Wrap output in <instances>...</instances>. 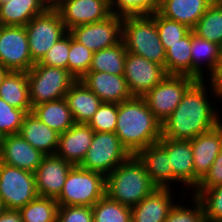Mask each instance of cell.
Returning a JSON list of instances; mask_svg holds the SVG:
<instances>
[{
  "mask_svg": "<svg viewBox=\"0 0 222 222\" xmlns=\"http://www.w3.org/2000/svg\"><path fill=\"white\" fill-rule=\"evenodd\" d=\"M93 135L94 131L88 124L75 123L59 135L55 155L73 165H80L90 148Z\"/></svg>",
  "mask_w": 222,
  "mask_h": 222,
  "instance_id": "20",
  "label": "cell"
},
{
  "mask_svg": "<svg viewBox=\"0 0 222 222\" xmlns=\"http://www.w3.org/2000/svg\"><path fill=\"white\" fill-rule=\"evenodd\" d=\"M218 185H222V149L196 188H213Z\"/></svg>",
  "mask_w": 222,
  "mask_h": 222,
  "instance_id": "44",
  "label": "cell"
},
{
  "mask_svg": "<svg viewBox=\"0 0 222 222\" xmlns=\"http://www.w3.org/2000/svg\"><path fill=\"white\" fill-rule=\"evenodd\" d=\"M58 207L56 199L38 196L18 211L23 222H57Z\"/></svg>",
  "mask_w": 222,
  "mask_h": 222,
  "instance_id": "33",
  "label": "cell"
},
{
  "mask_svg": "<svg viewBox=\"0 0 222 222\" xmlns=\"http://www.w3.org/2000/svg\"><path fill=\"white\" fill-rule=\"evenodd\" d=\"M19 134L44 155H55L60 134L44 124L33 112L24 116Z\"/></svg>",
  "mask_w": 222,
  "mask_h": 222,
  "instance_id": "23",
  "label": "cell"
},
{
  "mask_svg": "<svg viewBox=\"0 0 222 222\" xmlns=\"http://www.w3.org/2000/svg\"><path fill=\"white\" fill-rule=\"evenodd\" d=\"M191 59L192 77L197 80H204L203 64L209 71L208 77L215 71L221 60V48L219 44L210 42L207 39L198 37L191 30ZM202 64V65H201Z\"/></svg>",
  "mask_w": 222,
  "mask_h": 222,
  "instance_id": "25",
  "label": "cell"
},
{
  "mask_svg": "<svg viewBox=\"0 0 222 222\" xmlns=\"http://www.w3.org/2000/svg\"><path fill=\"white\" fill-rule=\"evenodd\" d=\"M70 51V33L57 41L40 62L41 65L67 69L68 53Z\"/></svg>",
  "mask_w": 222,
  "mask_h": 222,
  "instance_id": "42",
  "label": "cell"
},
{
  "mask_svg": "<svg viewBox=\"0 0 222 222\" xmlns=\"http://www.w3.org/2000/svg\"><path fill=\"white\" fill-rule=\"evenodd\" d=\"M8 72L9 70L0 64V85Z\"/></svg>",
  "mask_w": 222,
  "mask_h": 222,
  "instance_id": "48",
  "label": "cell"
},
{
  "mask_svg": "<svg viewBox=\"0 0 222 222\" xmlns=\"http://www.w3.org/2000/svg\"><path fill=\"white\" fill-rule=\"evenodd\" d=\"M118 117V104L101 103L87 123L94 132H115Z\"/></svg>",
  "mask_w": 222,
  "mask_h": 222,
  "instance_id": "39",
  "label": "cell"
},
{
  "mask_svg": "<svg viewBox=\"0 0 222 222\" xmlns=\"http://www.w3.org/2000/svg\"><path fill=\"white\" fill-rule=\"evenodd\" d=\"M126 47L121 40L118 44L94 52L89 71L124 75Z\"/></svg>",
  "mask_w": 222,
  "mask_h": 222,
  "instance_id": "31",
  "label": "cell"
},
{
  "mask_svg": "<svg viewBox=\"0 0 222 222\" xmlns=\"http://www.w3.org/2000/svg\"><path fill=\"white\" fill-rule=\"evenodd\" d=\"M194 34L210 42L222 43V6L212 2L200 17L194 28Z\"/></svg>",
  "mask_w": 222,
  "mask_h": 222,
  "instance_id": "32",
  "label": "cell"
},
{
  "mask_svg": "<svg viewBox=\"0 0 222 222\" xmlns=\"http://www.w3.org/2000/svg\"><path fill=\"white\" fill-rule=\"evenodd\" d=\"M0 97L14 108L32 112L27 72L9 71L0 85Z\"/></svg>",
  "mask_w": 222,
  "mask_h": 222,
  "instance_id": "27",
  "label": "cell"
},
{
  "mask_svg": "<svg viewBox=\"0 0 222 222\" xmlns=\"http://www.w3.org/2000/svg\"><path fill=\"white\" fill-rule=\"evenodd\" d=\"M32 112L59 134L71 128L75 122L65 98L44 102L32 108Z\"/></svg>",
  "mask_w": 222,
  "mask_h": 222,
  "instance_id": "29",
  "label": "cell"
},
{
  "mask_svg": "<svg viewBox=\"0 0 222 222\" xmlns=\"http://www.w3.org/2000/svg\"><path fill=\"white\" fill-rule=\"evenodd\" d=\"M38 196L34 173L0 162V197L6 209L19 210Z\"/></svg>",
  "mask_w": 222,
  "mask_h": 222,
  "instance_id": "10",
  "label": "cell"
},
{
  "mask_svg": "<svg viewBox=\"0 0 222 222\" xmlns=\"http://www.w3.org/2000/svg\"><path fill=\"white\" fill-rule=\"evenodd\" d=\"M45 156L32 147L20 134H13L4 138L0 162L34 173Z\"/></svg>",
  "mask_w": 222,
  "mask_h": 222,
  "instance_id": "19",
  "label": "cell"
},
{
  "mask_svg": "<svg viewBox=\"0 0 222 222\" xmlns=\"http://www.w3.org/2000/svg\"><path fill=\"white\" fill-rule=\"evenodd\" d=\"M6 1H10V0H0V3H2V2H6Z\"/></svg>",
  "mask_w": 222,
  "mask_h": 222,
  "instance_id": "53",
  "label": "cell"
},
{
  "mask_svg": "<svg viewBox=\"0 0 222 222\" xmlns=\"http://www.w3.org/2000/svg\"><path fill=\"white\" fill-rule=\"evenodd\" d=\"M172 168V182L194 189V160L191 141L160 138Z\"/></svg>",
  "mask_w": 222,
  "mask_h": 222,
  "instance_id": "18",
  "label": "cell"
},
{
  "mask_svg": "<svg viewBox=\"0 0 222 222\" xmlns=\"http://www.w3.org/2000/svg\"><path fill=\"white\" fill-rule=\"evenodd\" d=\"M123 76L132 96L143 97L161 82L167 73L163 66L127 52Z\"/></svg>",
  "mask_w": 222,
  "mask_h": 222,
  "instance_id": "13",
  "label": "cell"
},
{
  "mask_svg": "<svg viewBox=\"0 0 222 222\" xmlns=\"http://www.w3.org/2000/svg\"><path fill=\"white\" fill-rule=\"evenodd\" d=\"M105 184L106 177L103 174L74 165L56 201L59 206L92 207L105 195Z\"/></svg>",
  "mask_w": 222,
  "mask_h": 222,
  "instance_id": "5",
  "label": "cell"
},
{
  "mask_svg": "<svg viewBox=\"0 0 222 222\" xmlns=\"http://www.w3.org/2000/svg\"><path fill=\"white\" fill-rule=\"evenodd\" d=\"M130 155L115 132H94L90 148L79 166L106 177Z\"/></svg>",
  "mask_w": 222,
  "mask_h": 222,
  "instance_id": "7",
  "label": "cell"
},
{
  "mask_svg": "<svg viewBox=\"0 0 222 222\" xmlns=\"http://www.w3.org/2000/svg\"><path fill=\"white\" fill-rule=\"evenodd\" d=\"M93 222H132L131 208L106 194L92 206Z\"/></svg>",
  "mask_w": 222,
  "mask_h": 222,
  "instance_id": "34",
  "label": "cell"
},
{
  "mask_svg": "<svg viewBox=\"0 0 222 222\" xmlns=\"http://www.w3.org/2000/svg\"><path fill=\"white\" fill-rule=\"evenodd\" d=\"M190 200L194 202L193 207L175 203L164 222H206L204 209L199 199L192 195Z\"/></svg>",
  "mask_w": 222,
  "mask_h": 222,
  "instance_id": "41",
  "label": "cell"
},
{
  "mask_svg": "<svg viewBox=\"0 0 222 222\" xmlns=\"http://www.w3.org/2000/svg\"><path fill=\"white\" fill-rule=\"evenodd\" d=\"M220 48H221V60H220V62H222V43L220 45Z\"/></svg>",
  "mask_w": 222,
  "mask_h": 222,
  "instance_id": "52",
  "label": "cell"
},
{
  "mask_svg": "<svg viewBox=\"0 0 222 222\" xmlns=\"http://www.w3.org/2000/svg\"><path fill=\"white\" fill-rule=\"evenodd\" d=\"M191 31L180 41L169 45L166 53L165 71L167 74L192 76Z\"/></svg>",
  "mask_w": 222,
  "mask_h": 222,
  "instance_id": "30",
  "label": "cell"
},
{
  "mask_svg": "<svg viewBox=\"0 0 222 222\" xmlns=\"http://www.w3.org/2000/svg\"><path fill=\"white\" fill-rule=\"evenodd\" d=\"M155 23L165 52L169 45L177 43L191 31L186 25L165 18L159 12L155 13Z\"/></svg>",
  "mask_w": 222,
  "mask_h": 222,
  "instance_id": "38",
  "label": "cell"
},
{
  "mask_svg": "<svg viewBox=\"0 0 222 222\" xmlns=\"http://www.w3.org/2000/svg\"><path fill=\"white\" fill-rule=\"evenodd\" d=\"M45 10H57L62 0H37Z\"/></svg>",
  "mask_w": 222,
  "mask_h": 222,
  "instance_id": "47",
  "label": "cell"
},
{
  "mask_svg": "<svg viewBox=\"0 0 222 222\" xmlns=\"http://www.w3.org/2000/svg\"><path fill=\"white\" fill-rule=\"evenodd\" d=\"M208 81L197 80L184 94L180 104L164 120L162 138L191 141L222 122L214 103L208 98Z\"/></svg>",
  "mask_w": 222,
  "mask_h": 222,
  "instance_id": "1",
  "label": "cell"
},
{
  "mask_svg": "<svg viewBox=\"0 0 222 222\" xmlns=\"http://www.w3.org/2000/svg\"><path fill=\"white\" fill-rule=\"evenodd\" d=\"M171 191V188H156L131 207L132 222H164L175 204Z\"/></svg>",
  "mask_w": 222,
  "mask_h": 222,
  "instance_id": "21",
  "label": "cell"
},
{
  "mask_svg": "<svg viewBox=\"0 0 222 222\" xmlns=\"http://www.w3.org/2000/svg\"><path fill=\"white\" fill-rule=\"evenodd\" d=\"M66 29L100 22L112 15L110 0H62L56 10Z\"/></svg>",
  "mask_w": 222,
  "mask_h": 222,
  "instance_id": "14",
  "label": "cell"
},
{
  "mask_svg": "<svg viewBox=\"0 0 222 222\" xmlns=\"http://www.w3.org/2000/svg\"><path fill=\"white\" fill-rule=\"evenodd\" d=\"M215 4L222 6V0H212Z\"/></svg>",
  "mask_w": 222,
  "mask_h": 222,
  "instance_id": "51",
  "label": "cell"
},
{
  "mask_svg": "<svg viewBox=\"0 0 222 222\" xmlns=\"http://www.w3.org/2000/svg\"><path fill=\"white\" fill-rule=\"evenodd\" d=\"M27 113L12 107L0 97V132L7 136L19 134Z\"/></svg>",
  "mask_w": 222,
  "mask_h": 222,
  "instance_id": "40",
  "label": "cell"
},
{
  "mask_svg": "<svg viewBox=\"0 0 222 222\" xmlns=\"http://www.w3.org/2000/svg\"><path fill=\"white\" fill-rule=\"evenodd\" d=\"M192 191L190 193H193L203 206L205 221H222V185L195 188Z\"/></svg>",
  "mask_w": 222,
  "mask_h": 222,
  "instance_id": "35",
  "label": "cell"
},
{
  "mask_svg": "<svg viewBox=\"0 0 222 222\" xmlns=\"http://www.w3.org/2000/svg\"><path fill=\"white\" fill-rule=\"evenodd\" d=\"M93 52L76 41L70 34V51L68 53L67 70L77 79L80 80L89 72Z\"/></svg>",
  "mask_w": 222,
  "mask_h": 222,
  "instance_id": "36",
  "label": "cell"
},
{
  "mask_svg": "<svg viewBox=\"0 0 222 222\" xmlns=\"http://www.w3.org/2000/svg\"><path fill=\"white\" fill-rule=\"evenodd\" d=\"M194 160V189L209 171L222 149V122L191 140Z\"/></svg>",
  "mask_w": 222,
  "mask_h": 222,
  "instance_id": "16",
  "label": "cell"
},
{
  "mask_svg": "<svg viewBox=\"0 0 222 222\" xmlns=\"http://www.w3.org/2000/svg\"><path fill=\"white\" fill-rule=\"evenodd\" d=\"M110 8L121 17L151 15L159 11L160 0H110Z\"/></svg>",
  "mask_w": 222,
  "mask_h": 222,
  "instance_id": "37",
  "label": "cell"
},
{
  "mask_svg": "<svg viewBox=\"0 0 222 222\" xmlns=\"http://www.w3.org/2000/svg\"><path fill=\"white\" fill-rule=\"evenodd\" d=\"M206 222H222V221H206Z\"/></svg>",
  "mask_w": 222,
  "mask_h": 222,
  "instance_id": "54",
  "label": "cell"
},
{
  "mask_svg": "<svg viewBox=\"0 0 222 222\" xmlns=\"http://www.w3.org/2000/svg\"><path fill=\"white\" fill-rule=\"evenodd\" d=\"M0 222H23V220L18 210L5 209L0 215Z\"/></svg>",
  "mask_w": 222,
  "mask_h": 222,
  "instance_id": "46",
  "label": "cell"
},
{
  "mask_svg": "<svg viewBox=\"0 0 222 222\" xmlns=\"http://www.w3.org/2000/svg\"><path fill=\"white\" fill-rule=\"evenodd\" d=\"M0 64L9 71L24 72L35 64L30 55L25 26L0 25Z\"/></svg>",
  "mask_w": 222,
  "mask_h": 222,
  "instance_id": "11",
  "label": "cell"
},
{
  "mask_svg": "<svg viewBox=\"0 0 222 222\" xmlns=\"http://www.w3.org/2000/svg\"><path fill=\"white\" fill-rule=\"evenodd\" d=\"M57 222H93L92 207L59 206Z\"/></svg>",
  "mask_w": 222,
  "mask_h": 222,
  "instance_id": "43",
  "label": "cell"
},
{
  "mask_svg": "<svg viewBox=\"0 0 222 222\" xmlns=\"http://www.w3.org/2000/svg\"><path fill=\"white\" fill-rule=\"evenodd\" d=\"M5 209H6V208H5V206H4L3 202H2V199H1V197H0V215H1V213H2Z\"/></svg>",
  "mask_w": 222,
  "mask_h": 222,
  "instance_id": "50",
  "label": "cell"
},
{
  "mask_svg": "<svg viewBox=\"0 0 222 222\" xmlns=\"http://www.w3.org/2000/svg\"><path fill=\"white\" fill-rule=\"evenodd\" d=\"M209 78V85H207L208 87L210 86V92L212 94V97L214 98L216 96V98H219V102H220V98H222V62H220L217 66V68L215 69V71L208 77ZM214 94V95H213Z\"/></svg>",
  "mask_w": 222,
  "mask_h": 222,
  "instance_id": "45",
  "label": "cell"
},
{
  "mask_svg": "<svg viewBox=\"0 0 222 222\" xmlns=\"http://www.w3.org/2000/svg\"><path fill=\"white\" fill-rule=\"evenodd\" d=\"M157 187L137 155L131 154L106 176L105 194L122 205L133 207Z\"/></svg>",
  "mask_w": 222,
  "mask_h": 222,
  "instance_id": "3",
  "label": "cell"
},
{
  "mask_svg": "<svg viewBox=\"0 0 222 222\" xmlns=\"http://www.w3.org/2000/svg\"><path fill=\"white\" fill-rule=\"evenodd\" d=\"M4 138H5V135H3V134L0 132V153H1V150H2V147H3Z\"/></svg>",
  "mask_w": 222,
  "mask_h": 222,
  "instance_id": "49",
  "label": "cell"
},
{
  "mask_svg": "<svg viewBox=\"0 0 222 222\" xmlns=\"http://www.w3.org/2000/svg\"><path fill=\"white\" fill-rule=\"evenodd\" d=\"M196 81L197 79L188 75L167 74L143 98L154 116L162 123L176 109L186 91Z\"/></svg>",
  "mask_w": 222,
  "mask_h": 222,
  "instance_id": "9",
  "label": "cell"
},
{
  "mask_svg": "<svg viewBox=\"0 0 222 222\" xmlns=\"http://www.w3.org/2000/svg\"><path fill=\"white\" fill-rule=\"evenodd\" d=\"M46 10L37 0H10L0 3V25L26 26Z\"/></svg>",
  "mask_w": 222,
  "mask_h": 222,
  "instance_id": "28",
  "label": "cell"
},
{
  "mask_svg": "<svg viewBox=\"0 0 222 222\" xmlns=\"http://www.w3.org/2000/svg\"><path fill=\"white\" fill-rule=\"evenodd\" d=\"M115 134L129 153L136 155L160 140L162 124L143 97H132L118 104Z\"/></svg>",
  "mask_w": 222,
  "mask_h": 222,
  "instance_id": "2",
  "label": "cell"
},
{
  "mask_svg": "<svg viewBox=\"0 0 222 222\" xmlns=\"http://www.w3.org/2000/svg\"><path fill=\"white\" fill-rule=\"evenodd\" d=\"M211 3L212 0H160L158 12L192 30Z\"/></svg>",
  "mask_w": 222,
  "mask_h": 222,
  "instance_id": "24",
  "label": "cell"
},
{
  "mask_svg": "<svg viewBox=\"0 0 222 222\" xmlns=\"http://www.w3.org/2000/svg\"><path fill=\"white\" fill-rule=\"evenodd\" d=\"M122 41L126 51L165 68L166 53L155 23V13L123 17Z\"/></svg>",
  "mask_w": 222,
  "mask_h": 222,
  "instance_id": "4",
  "label": "cell"
},
{
  "mask_svg": "<svg viewBox=\"0 0 222 222\" xmlns=\"http://www.w3.org/2000/svg\"><path fill=\"white\" fill-rule=\"evenodd\" d=\"M25 30L34 63L40 62L48 50L69 32L56 10H46L33 17Z\"/></svg>",
  "mask_w": 222,
  "mask_h": 222,
  "instance_id": "8",
  "label": "cell"
},
{
  "mask_svg": "<svg viewBox=\"0 0 222 222\" xmlns=\"http://www.w3.org/2000/svg\"><path fill=\"white\" fill-rule=\"evenodd\" d=\"M80 81L95 93L102 103L119 104L133 97L123 75L89 71Z\"/></svg>",
  "mask_w": 222,
  "mask_h": 222,
  "instance_id": "17",
  "label": "cell"
},
{
  "mask_svg": "<svg viewBox=\"0 0 222 222\" xmlns=\"http://www.w3.org/2000/svg\"><path fill=\"white\" fill-rule=\"evenodd\" d=\"M68 107L71 110L75 123L87 124L102 101L88 89L80 80H77L65 95Z\"/></svg>",
  "mask_w": 222,
  "mask_h": 222,
  "instance_id": "26",
  "label": "cell"
},
{
  "mask_svg": "<svg viewBox=\"0 0 222 222\" xmlns=\"http://www.w3.org/2000/svg\"><path fill=\"white\" fill-rule=\"evenodd\" d=\"M122 22L123 17L112 14L100 22L75 26L69 33L94 53L114 46L122 40Z\"/></svg>",
  "mask_w": 222,
  "mask_h": 222,
  "instance_id": "12",
  "label": "cell"
},
{
  "mask_svg": "<svg viewBox=\"0 0 222 222\" xmlns=\"http://www.w3.org/2000/svg\"><path fill=\"white\" fill-rule=\"evenodd\" d=\"M136 155L145 165L151 181L157 188L172 187V168L167 150L159 141L140 150Z\"/></svg>",
  "mask_w": 222,
  "mask_h": 222,
  "instance_id": "22",
  "label": "cell"
},
{
  "mask_svg": "<svg viewBox=\"0 0 222 222\" xmlns=\"http://www.w3.org/2000/svg\"><path fill=\"white\" fill-rule=\"evenodd\" d=\"M74 165L56 155H47L34 172L36 189L41 197L57 199Z\"/></svg>",
  "mask_w": 222,
  "mask_h": 222,
  "instance_id": "15",
  "label": "cell"
},
{
  "mask_svg": "<svg viewBox=\"0 0 222 222\" xmlns=\"http://www.w3.org/2000/svg\"><path fill=\"white\" fill-rule=\"evenodd\" d=\"M32 108L65 98L77 79L67 70L35 63L27 72Z\"/></svg>",
  "mask_w": 222,
  "mask_h": 222,
  "instance_id": "6",
  "label": "cell"
}]
</instances>
